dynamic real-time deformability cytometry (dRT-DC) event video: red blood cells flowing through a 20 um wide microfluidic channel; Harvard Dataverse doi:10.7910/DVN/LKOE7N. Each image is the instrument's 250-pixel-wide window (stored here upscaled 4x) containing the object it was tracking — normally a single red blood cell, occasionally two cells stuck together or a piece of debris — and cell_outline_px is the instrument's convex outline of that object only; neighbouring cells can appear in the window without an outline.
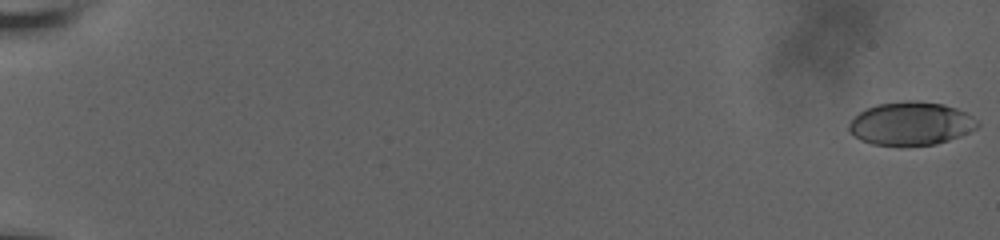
{"species": "human", "species_latin": "Homo sapiens", "temperature_condition": "room temperature", "stored_images_in_passage": 60, "camera_frame_rate_fps": 3000, "um_per_image_px": 0.085, "donor": {"sex": "male"}, "frame": {"image": 1, "passage_image": 1, "time_ms": 0.0, "image_size_px": [1000, 240], "cell_outline_px": [[980, 124], [976, 128], [960, 136], [936, 144], [872, 144], [860, 140], [848, 128], [848, 124], [860, 112], [876, 104], [908, 100], [916, 100], [944, 104], [956, 108], [972, 116]], "centroid_in_image_um": [77.44, 10.48], "position_along_channel_um": 7.6, "area_um2": 31.91}}
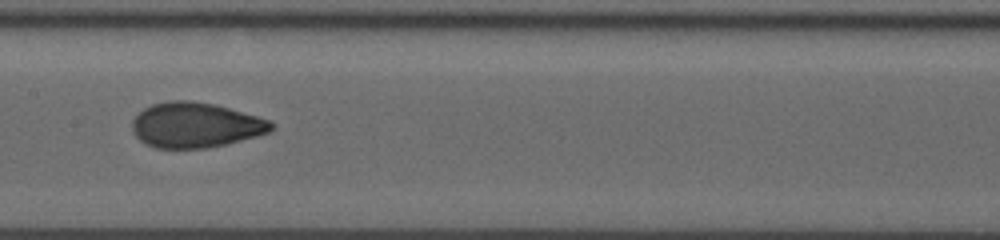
{"frame": {"image": 2, "passage_image": 34, "time_ms": 11.0, "image_size_px": [1000, 240], "cell_outline_px": [[276, 124], [268, 132], [256, 136], [228, 144], [204, 148], [156, 148], [140, 140], [132, 132], [132, 120], [144, 108], [152, 104], [168, 100], [192, 100], [216, 104], [256, 116], [268, 120]], "centroid_in_image_um": [16.6, 10.62], "position_along_channel_um": 190.8, "area_um2": 36.59}}
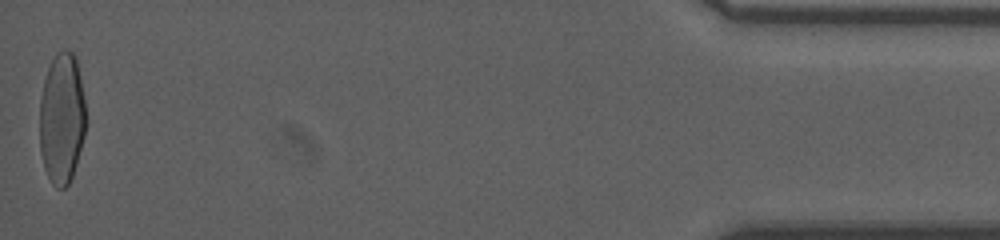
{"frame": {"image": 3, "passage_image": 60, "time_ms": 19.667, "image_size_px": [1000, 240], "cell_outline_px": [[88, 120], [84, 136], [72, 176], [68, 184], [64, 188], [56, 188], [52, 184], [44, 168], [40, 152], [40, 96], [44, 80], [48, 68], [56, 52], [64, 48], [72, 52], [76, 56]], "centroid_in_image_um": [5.27, 10.04], "position_along_channel_um": 429.9, "area_um2": 35.72}, "authors_computed_cell_mechanics": {"area_um2": 35.2869, "velocity_mm_per_s": 3.7213, "shape_relaxation_time_tau1_ms": 6.969, "shape_relaxation_time_tau2_ms": 0.7028, "deformation_change_tau1": 0.2057, "deformation_change_tau2": 0.0513}}